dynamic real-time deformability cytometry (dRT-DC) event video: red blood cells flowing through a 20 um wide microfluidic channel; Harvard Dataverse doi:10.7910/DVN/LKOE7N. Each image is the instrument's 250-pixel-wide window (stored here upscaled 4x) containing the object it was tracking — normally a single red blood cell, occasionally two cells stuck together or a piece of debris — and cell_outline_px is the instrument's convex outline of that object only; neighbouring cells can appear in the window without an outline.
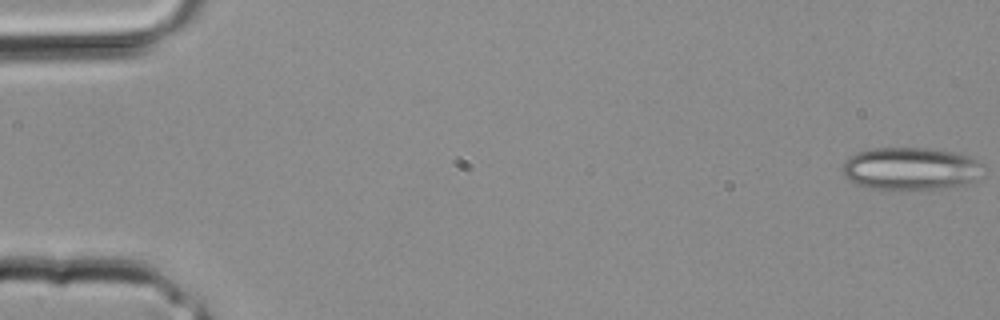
{"species": "common noctule bat (a hibernating species)", "species_latin": "Nyctalus noctula", "temperature_condition": "room temperature", "stored_images_in_passage": 17, "camera_frame_rate_fps": 3000, "um_per_image_px": 0.085, "animal": {"sex": "male", "body_mass_g": 20.4}, "frame": {"image": 1, "passage_image": 1, "time_ms": 0.0, "image_size_px": [1000, 320], "cell_outline_px": [[984, 164], [972, 180], [964, 184], [940, 188], [892, 192], [868, 188], [856, 184], [848, 180], [844, 176], [844, 160], [856, 152], [868, 148], [924, 148], [952, 152], [968, 156], [980, 160]], "centroid_in_image_um": [77.31, 14.36], "position_along_channel_um": 7.7, "area_um2": 35.37}}
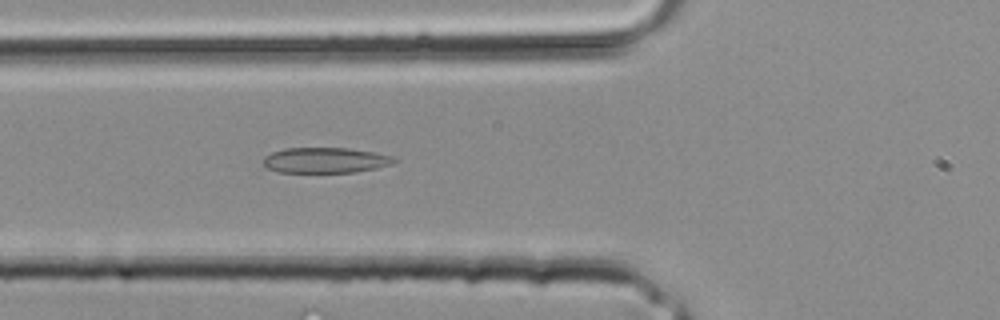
{"frame": {"image": 2, "passage_image": 13, "time_ms": 4.0, "image_size_px": [1000, 320], "cell_outline_px": [[400, 160], [392, 164], [376, 168], [356, 172], [280, 172], [268, 168], [260, 164], [260, 160], [264, 156], [272, 152], [284, 148], [348, 148], [376, 152], [396, 156]], "centroid_in_image_um": [27.67, 13.61], "position_along_channel_um": 98.1, "area_um2": 19.83}}
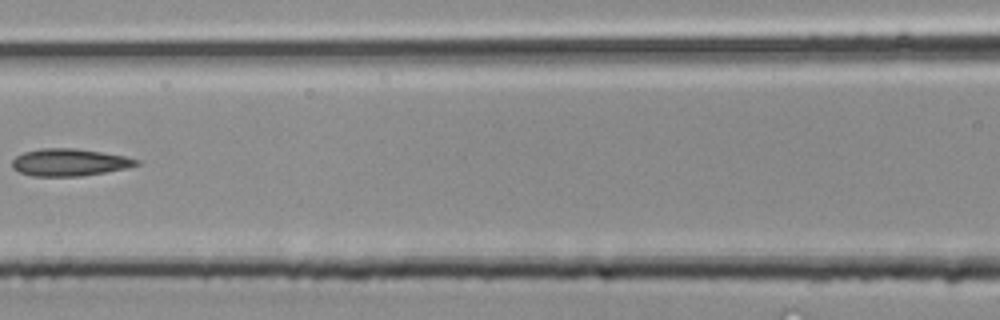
{"frame": {"image": 3, "passage_image": 16, "time_ms": 5.0, "image_size_px": [1000, 320], "cell_outline_px": [[140, 164], [128, 168], [80, 176], [32, 176], [20, 172], [12, 168], [12, 160], [16, 156], [24, 152], [40, 148], [76, 148], [128, 156], [140, 160]], "centroid_in_image_um": [5.93, 13.79], "position_along_channel_um": 160.7, "area_um2": 19.88}}